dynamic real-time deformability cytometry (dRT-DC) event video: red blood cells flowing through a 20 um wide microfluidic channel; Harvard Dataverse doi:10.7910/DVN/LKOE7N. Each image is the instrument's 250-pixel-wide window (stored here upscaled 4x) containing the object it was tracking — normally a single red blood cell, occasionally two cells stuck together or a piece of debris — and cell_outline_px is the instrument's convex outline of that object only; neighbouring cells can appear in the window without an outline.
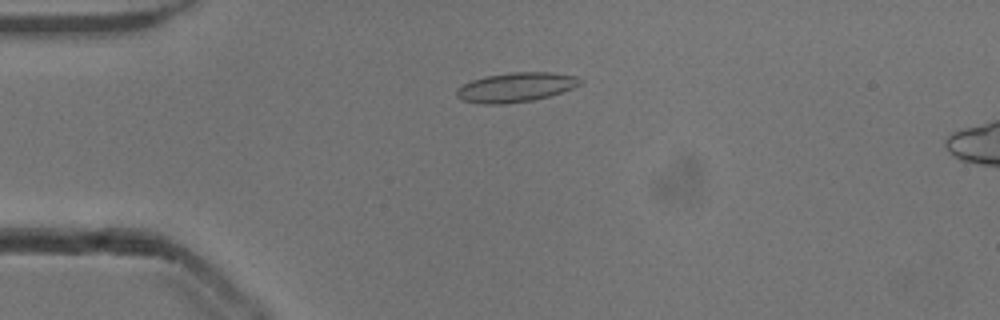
{"species": "common noctule bat (a hibernating species)", "species_latin": "Nyctalus noctula", "temperature_condition": "cold", "stored_images_in_passage": 52, "camera_frame_rate_fps": 3000, "um_per_image_px": 0.085, "animal": {"sex": "male", "body_mass_g": 13.3}, "frame": {"image": 1, "passage_image": 12, "time_ms": 3.667, "image_size_px": [1000, 320], "cell_outline_px": [[584, 80], [580, 84], [572, 88], [548, 96], [532, 100], [504, 104], [480, 104], [464, 100], [456, 96], [456, 88], [472, 80], [484, 76], [512, 72], [552, 72], [576, 76]], "centroid_in_image_um": [43.83, 7.41], "position_along_channel_um": 41.2, "area_um2": 21.15}}
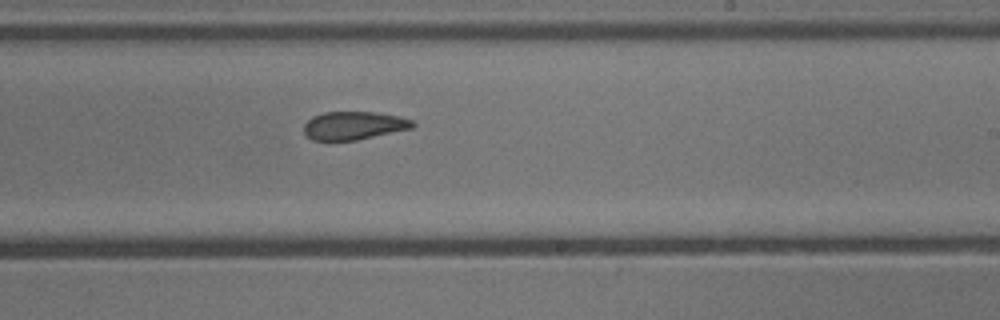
{"frame": {"image": 2, "passage_image": 31, "time_ms": 10.0, "image_size_px": [1000, 320], "cell_outline_px": [[416, 124], [412, 128], [356, 140], [312, 140], [304, 132], [304, 124], [312, 116], [324, 112], [376, 112], [400, 116], [412, 120]], "centroid_in_image_um": [30.08, 10.66], "position_along_channel_um": 258.9, "area_um2": 17.8}}
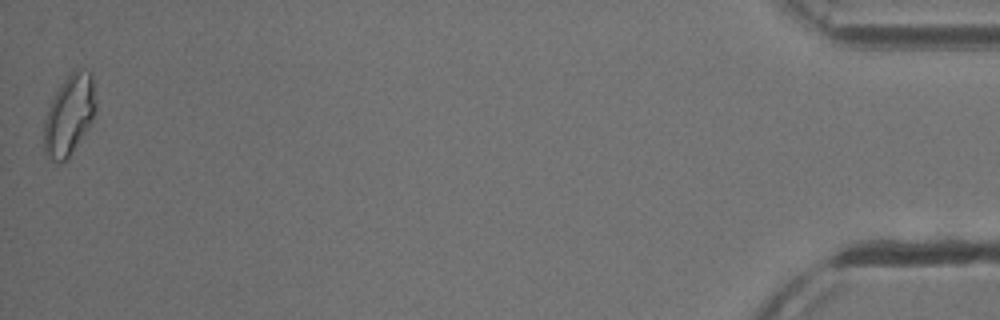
{"frame": {"image": 3, "passage_image": 52, "time_ms": 17.0, "image_size_px": [1000, 320], "cell_outline_px": [[96, 112], [68, 156], [64, 160], [56, 164], [48, 156], [44, 148], [44, 120], [48, 108], [60, 84], [72, 68], [84, 68], [92, 72], [96, 104]], "centroid_in_image_um": [5.88, 9.67], "position_along_channel_um": 429.3, "area_um2": 23.99}, "authors_computed_cell_mechanics": {"area_um2": 19.4786, "velocity_mm_per_s": 3.8566, "shape_relaxation_time_tau1_ms": 7.7427, "shape_relaxation_time_tau2_ms": 1.6128, "deformation_change_tau1": 0.1737, "deformation_change_tau2": 0.0825}}